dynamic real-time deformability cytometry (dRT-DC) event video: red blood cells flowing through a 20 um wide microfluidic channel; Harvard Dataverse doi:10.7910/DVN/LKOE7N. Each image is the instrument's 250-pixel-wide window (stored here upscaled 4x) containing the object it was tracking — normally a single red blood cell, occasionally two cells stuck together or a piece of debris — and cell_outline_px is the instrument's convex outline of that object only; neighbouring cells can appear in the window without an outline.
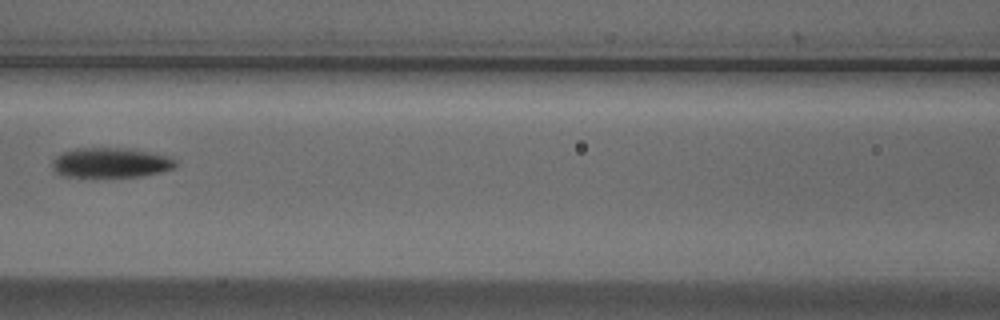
{"species": "Egyptian fruit bat (a non-hibernating species)", "species_latin": "Rousettus aegyptiacus", "temperature_condition": "cold", "stored_images_in_passage": 10, "camera_frame_rate_fps": 3000, "um_per_image_px": 0.085, "animal": {"sex": "male"}, "frame": {"image": 1, "passage_image": 9, "time_ms": 2.667, "image_size_px": [1000, 320], "cell_outline_px": [[176, 168], [160, 172], [140, 176], [60, 176], [52, 168], [52, 160], [60, 152], [76, 148], [124, 148], [152, 152], [168, 156], [176, 160]], "centroid_in_image_um": [9.39, 13.82], "position_along_channel_um": 157.2, "area_um2": 21.5}}
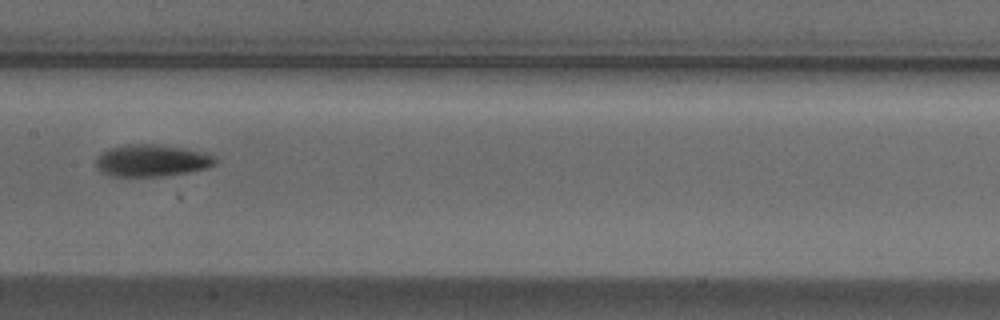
{"frame": {"image": 2, "passage_image": 10, "time_ms": 3.0, "image_size_px": [1000, 320], "cell_outline_px": [[216, 164], [208, 168], [188, 172], [164, 176], [112, 176], [100, 172], [96, 168], [96, 160], [108, 148], [128, 144], [152, 144], [184, 148], [216, 156]], "centroid_in_image_um": [12.9, 13.65], "position_along_channel_um": 194.5, "area_um2": 22.14}}